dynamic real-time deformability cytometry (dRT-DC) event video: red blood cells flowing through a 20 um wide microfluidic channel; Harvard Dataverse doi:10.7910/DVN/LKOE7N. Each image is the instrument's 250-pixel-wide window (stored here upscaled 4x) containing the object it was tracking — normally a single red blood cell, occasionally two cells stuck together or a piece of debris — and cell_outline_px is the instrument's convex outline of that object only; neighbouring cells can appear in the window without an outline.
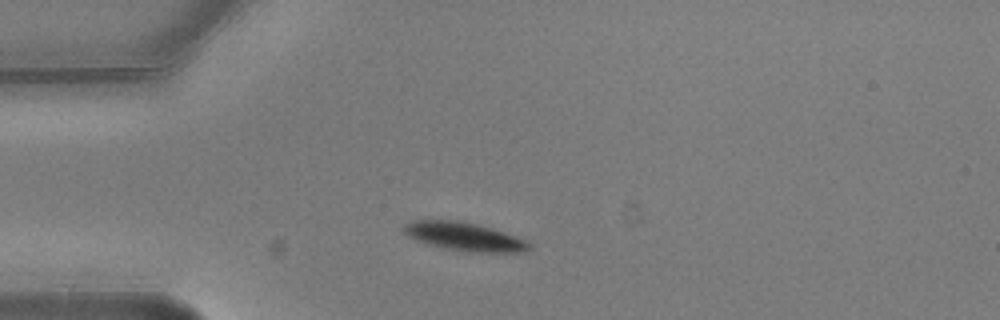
{"species": "common noctule bat (a hibernating species)", "species_latin": "Nyctalus noctula", "temperature_condition": "warm", "stored_images_in_passage": 7, "camera_frame_rate_fps": 3000, "um_per_image_px": 0.085, "animal": {"sex": "male", "body_mass_g": 20.5, "forearm_length_mm": 52.5}, "frame": {"image": 1, "passage_image": 1, "time_ms": 0.0, "image_size_px": [1000, 320], "cell_outline_px": [[532, 248], [524, 252], [472, 252], [448, 248], [432, 244], [408, 236], [404, 232], [404, 224], [412, 220], [460, 220], [492, 228], [516, 236], [532, 244]], "centroid_in_image_um": [39.52, 20.09], "position_along_channel_um": 45.5, "area_um2": 20.4}}
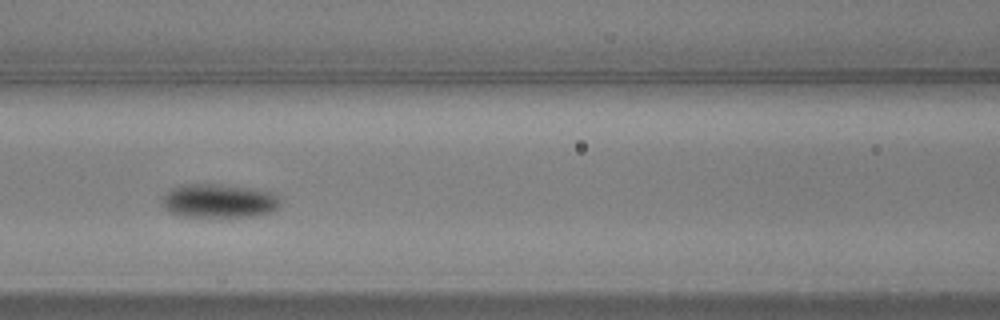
{"frame": {"image": 2, "passage_image": 4, "time_ms": 1.0, "image_size_px": [1000, 320], "cell_outline_px": [[280, 204], [272, 212], [256, 216], [184, 216], [168, 212], [160, 204], [160, 196], [172, 188], [188, 184], [220, 184], [256, 188], [272, 192], [280, 196]], "centroid_in_image_um": [18.6, 17.06], "position_along_channel_um": 148.0, "area_um2": 23.64}}
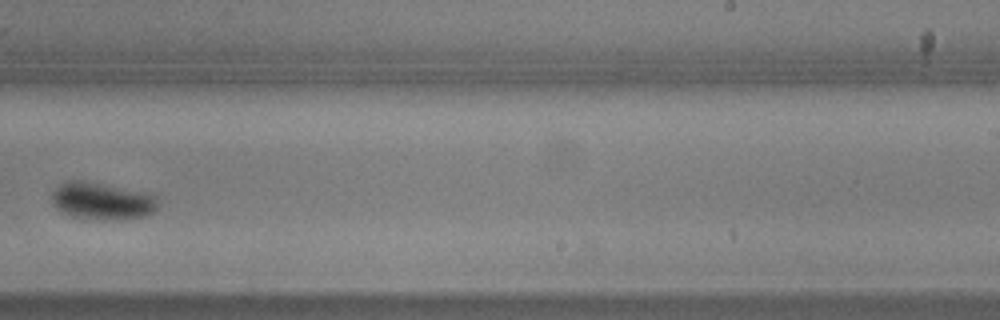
{"frame": {"image": 3, "passage_image": 7, "time_ms": 2.0, "image_size_px": [1000, 320], "cell_outline_px": [[160, 204], [156, 212], [148, 216], [128, 220], [100, 220], [72, 216], [56, 208], [52, 200], [52, 192], [64, 180], [84, 180], [152, 192], [156, 196]], "centroid_in_image_um": [8.79, 17.08], "position_along_channel_um": 280.2, "area_um2": 23.99}}